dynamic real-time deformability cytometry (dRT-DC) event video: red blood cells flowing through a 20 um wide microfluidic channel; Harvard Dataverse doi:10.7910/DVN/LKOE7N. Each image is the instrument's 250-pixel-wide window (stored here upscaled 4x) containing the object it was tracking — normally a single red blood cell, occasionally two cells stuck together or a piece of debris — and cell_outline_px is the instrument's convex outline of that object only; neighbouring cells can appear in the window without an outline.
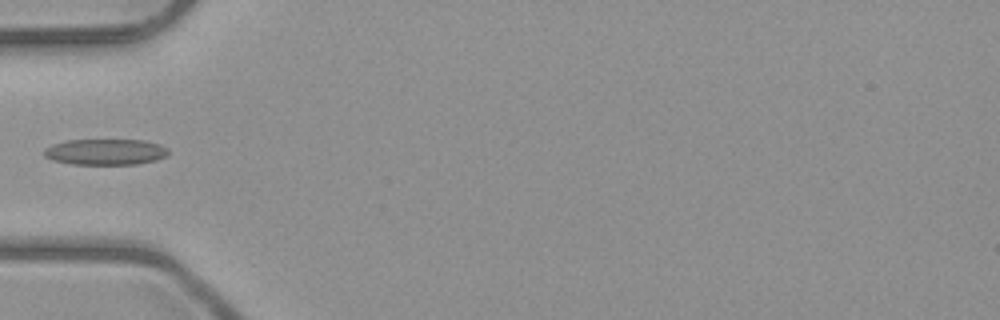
{"species": "common noctule bat (a hibernating species)", "species_latin": "Nyctalus noctula", "temperature_condition": "room temperature", "stored_images_in_passage": 6, "camera_frame_rate_fps": 3000, "um_per_image_px": 0.085, "animal": {"sex": "male", "body_mass_g": 23.1, "forearm_length_mm": 52.7}, "frame": {"image": 1, "passage_image": 4, "time_ms": 3.667, "image_size_px": [1000, 320], "cell_outline_px": [[168, 156], [156, 160], [136, 164], [72, 164], [52, 160], [44, 156], [44, 148], [52, 144], [68, 140], [144, 140], [160, 144], [168, 148]], "centroid_in_image_um": [8.97, 12.91], "position_along_channel_um": 76.0, "area_um2": 18.9}}
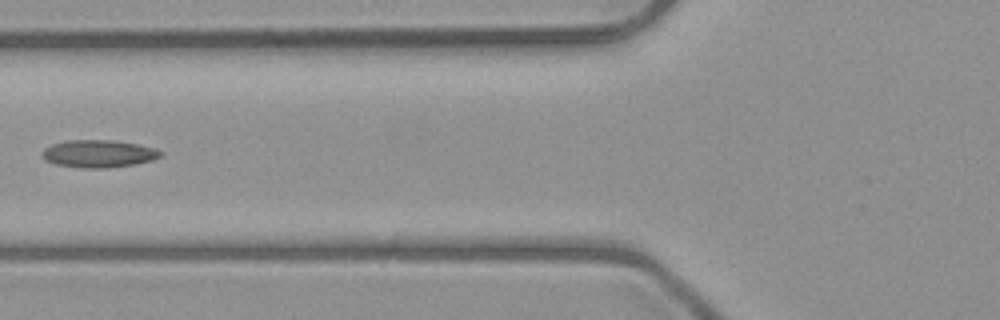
{"frame": {"image": 2, "passage_image": 5, "time_ms": 4.667, "image_size_px": [1000, 320], "cell_outline_px": [[164, 152], [160, 156], [152, 160], [136, 164], [108, 168], [80, 168], [56, 164], [44, 160], [40, 152], [44, 148], [52, 144], [68, 140], [112, 140], [136, 144], [156, 148]], "centroid_in_image_um": [8.36, 13.07], "position_along_channel_um": 117.4, "area_um2": 19.13}}
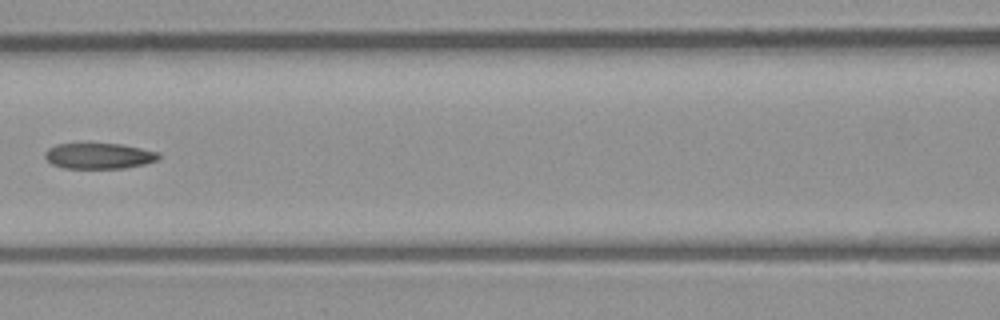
{"frame": {"image": 3, "passage_image": 6, "time_ms": 5.667, "image_size_px": [1000, 320], "cell_outline_px": [[160, 160], [144, 164], [124, 168], [64, 168], [52, 164], [44, 156], [44, 152], [48, 148], [56, 144], [120, 144], [160, 152]], "centroid_in_image_um": [8.43, 13.25], "position_along_channel_um": 158.2, "area_um2": 17.05}}